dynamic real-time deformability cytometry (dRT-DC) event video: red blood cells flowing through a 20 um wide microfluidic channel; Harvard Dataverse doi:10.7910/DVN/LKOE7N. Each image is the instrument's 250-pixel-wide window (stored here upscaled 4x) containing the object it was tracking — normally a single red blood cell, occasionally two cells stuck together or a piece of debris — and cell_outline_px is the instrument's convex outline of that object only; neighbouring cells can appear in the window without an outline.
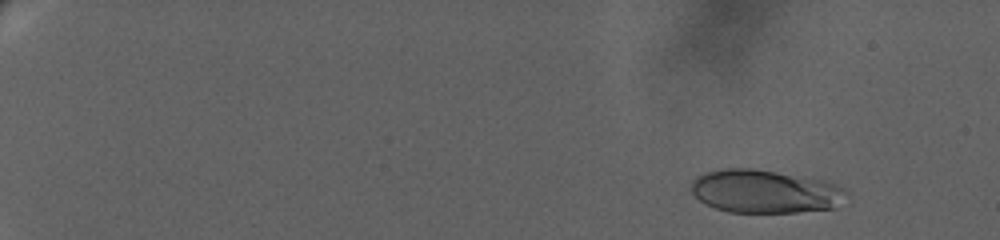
{"species": "human", "species_latin": "Homo sapiens", "temperature_condition": "warm", "stored_images_in_passage": 22, "camera_frame_rate_fps": 3000, "um_per_image_px": 0.085, "donor": {"sex": "female"}, "frame": {"image": 1, "passage_image": 9, "time_ms": 2.667, "image_size_px": [1000, 240], "cell_outline_px": [[848, 192], [832, 208], [796, 212], [728, 212], [704, 204], [692, 192], [692, 180], [708, 172], [720, 168], [752, 168], [824, 180], [836, 184], [844, 188]], "centroid_in_image_um": [64.99, 16.26], "position_along_channel_um": 20.0, "area_um2": 38.67}}
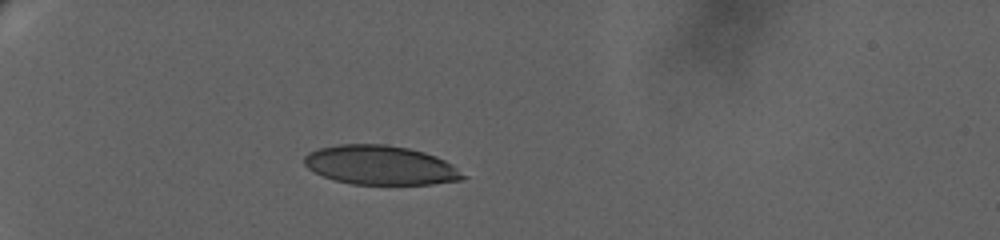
{"frame": {"image": 2, "passage_image": 20, "time_ms": 8.0, "image_size_px": [1000, 240], "cell_outline_px": [[468, 176], [460, 180], [432, 184], [352, 184], [336, 180], [324, 176], [308, 168], [304, 164], [304, 156], [308, 152], [320, 148], [340, 144], [388, 144], [408, 148], [424, 152], [436, 156], [452, 164]], "centroid_in_image_um": [32.36, 14.03], "position_along_channel_um": 52.6, "area_um2": 36.18}}
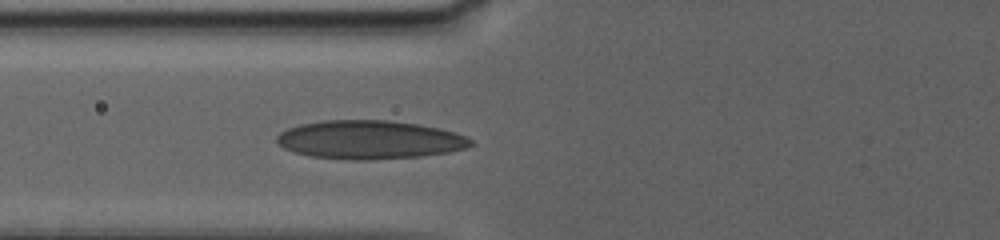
{"frame": {"image": 3, "passage_image": 22, "time_ms": 10.667, "image_size_px": [1000, 240], "cell_outline_px": [[476, 144], [468, 148], [448, 152], [420, 156], [372, 160], [352, 160], [308, 156], [292, 152], [276, 144], [276, 136], [280, 132], [288, 128], [300, 124], [324, 120], [388, 120], [420, 124], [440, 128], [456, 132], [472, 140]], "centroid_in_image_um": [31.41, 11.88], "position_along_channel_um": 94.4, "area_um2": 44.1}}